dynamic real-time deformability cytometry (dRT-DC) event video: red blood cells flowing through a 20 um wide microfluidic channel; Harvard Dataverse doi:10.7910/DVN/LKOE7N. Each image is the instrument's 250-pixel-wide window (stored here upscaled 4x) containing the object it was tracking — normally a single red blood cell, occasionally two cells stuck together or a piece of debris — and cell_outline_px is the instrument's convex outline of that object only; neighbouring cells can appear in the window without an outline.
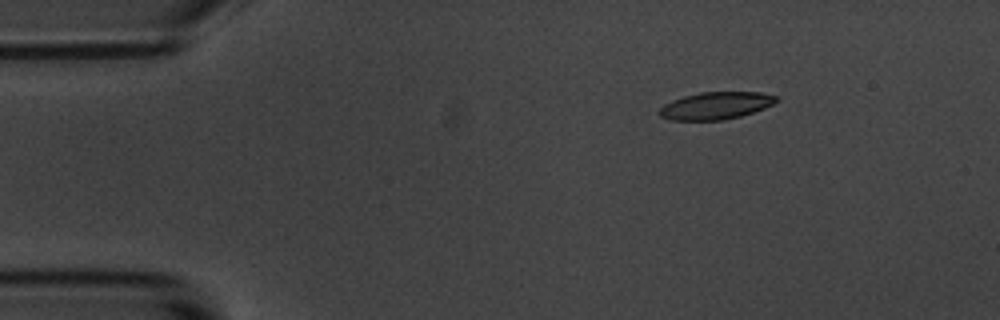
{"species": "common noctule bat (a hibernating species)", "species_latin": "Nyctalus noctula", "temperature_condition": "room temperature", "stored_images_in_passage": 6, "camera_frame_rate_fps": 3000, "um_per_image_px": 0.085, "animal": {"sex": "male", "body_mass_g": 20.1, "forearm_length_mm": 53.5}, "frame": {"image": 1, "passage_image": 1, "time_ms": 0.0, "image_size_px": [1000, 320], "cell_outline_px": [[780, 100], [764, 108], [740, 116], [724, 120], [672, 120], [660, 116], [656, 112], [664, 104], [672, 100], [684, 96], [700, 92], [760, 92], [776, 96]], "centroid_in_image_um": [60.82, 8.98], "position_along_channel_um": 24.2, "area_um2": 18.61}}
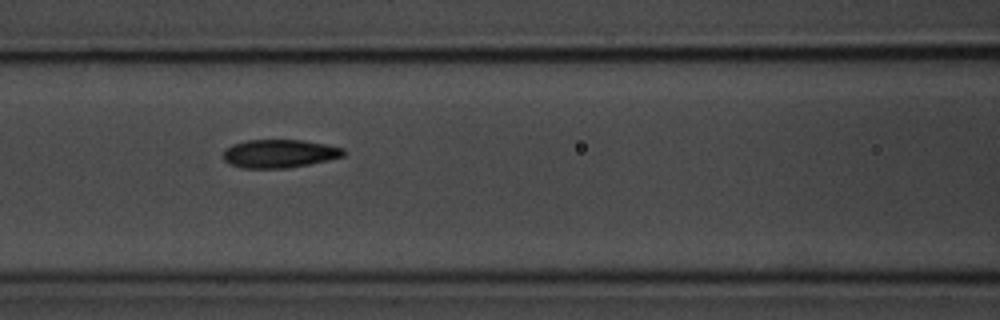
{"frame": {"image": 2, "passage_image": 5, "time_ms": 5.333, "image_size_px": [1000, 320], "cell_outline_px": [[348, 152], [344, 156], [328, 160], [288, 168], [244, 168], [232, 164], [224, 160], [224, 148], [232, 144], [248, 140], [300, 140], [328, 144], [344, 148]], "centroid_in_image_um": [23.79, 13.05], "position_along_channel_um": 142.8, "area_um2": 19.88}}
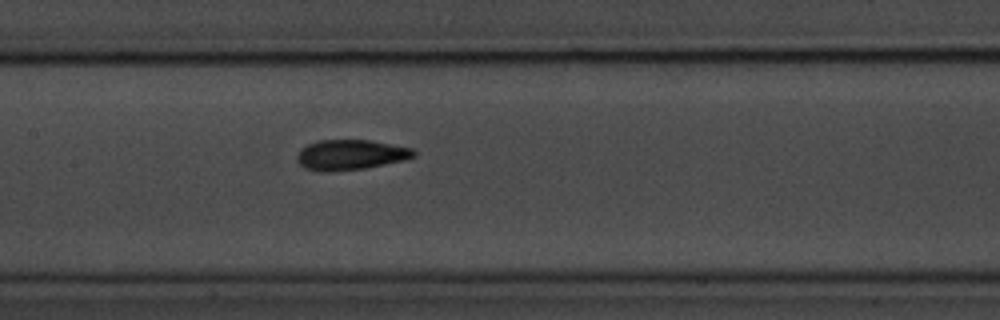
{"frame": {"image": 3, "passage_image": 6, "time_ms": 6.333, "image_size_px": [1000, 320], "cell_outline_px": [[416, 156], [404, 160], [364, 168], [324, 172], [304, 168], [296, 160], [296, 156], [300, 148], [316, 140], [372, 140], [412, 148], [416, 152]], "centroid_in_image_um": [29.77, 13.15], "position_along_channel_um": 177.6, "area_um2": 20.63}}